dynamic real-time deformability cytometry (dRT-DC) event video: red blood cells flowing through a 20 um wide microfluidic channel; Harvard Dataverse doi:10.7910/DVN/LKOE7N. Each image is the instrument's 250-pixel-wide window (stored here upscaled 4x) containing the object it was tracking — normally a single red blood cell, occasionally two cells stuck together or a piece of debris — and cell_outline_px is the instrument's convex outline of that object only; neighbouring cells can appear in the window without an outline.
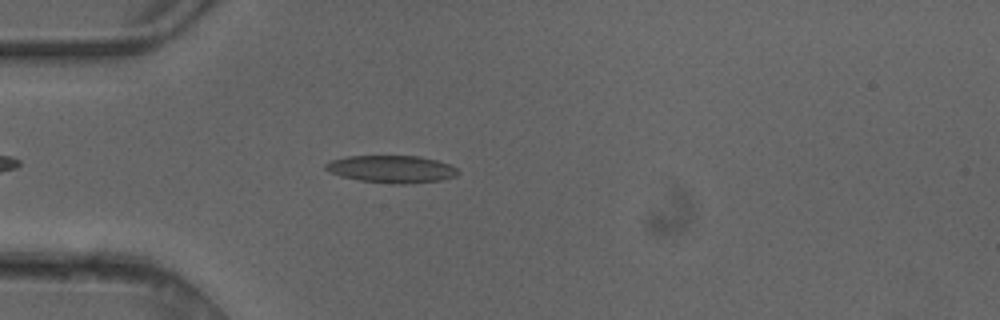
{"species": "common noctule bat (a hibernating species)", "species_latin": "Nyctalus noctula", "temperature_condition": "cold", "stored_images_in_passage": 4, "camera_frame_rate_fps": 3000, "um_per_image_px": 0.085, "animal": {"sex": "female"}, "frame": {"image": 1, "passage_image": 4, "time_ms": 1.0, "image_size_px": [1000, 320], "cell_outline_px": [[460, 172], [456, 176], [440, 180], [408, 184], [392, 184], [360, 180], [340, 176], [324, 168], [324, 164], [332, 160], [348, 156], [420, 156], [436, 160], [448, 164], [456, 168]], "centroid_in_image_um": [33.3, 14.37], "position_along_channel_um": 51.7, "area_um2": 21.04}}